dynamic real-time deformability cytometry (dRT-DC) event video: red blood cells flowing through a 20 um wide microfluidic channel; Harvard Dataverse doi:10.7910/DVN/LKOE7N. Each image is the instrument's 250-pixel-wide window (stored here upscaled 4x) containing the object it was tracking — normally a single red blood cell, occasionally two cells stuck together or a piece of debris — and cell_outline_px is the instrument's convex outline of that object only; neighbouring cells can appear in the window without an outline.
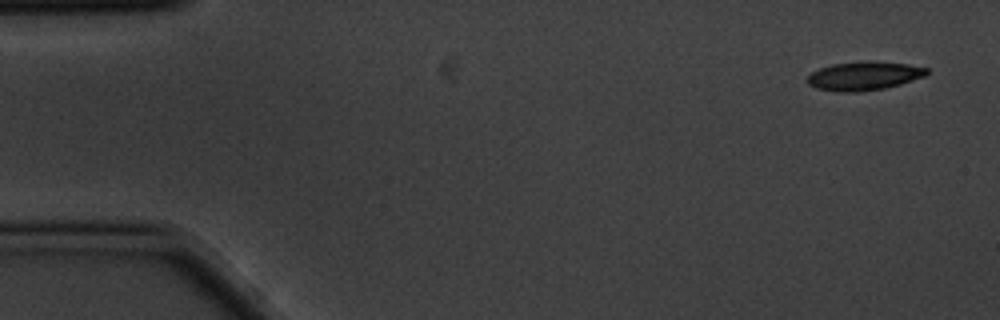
{"species": "common noctule bat (a hibernating species)", "species_latin": "Nyctalus noctula", "temperature_condition": "cold", "stored_images_in_passage": 6, "camera_frame_rate_fps": 3000, "um_per_image_px": 0.085, "animal": {"sex": "male", "body_mass_g": 20.1, "forearm_length_mm": 53.5}, "frame": {"image": 1, "passage_image": 1, "time_ms": 0.0, "image_size_px": [1000, 320], "cell_outline_px": [[928, 76], [900, 84], [884, 88], [856, 92], [840, 92], [816, 88], [808, 84], [808, 76], [812, 72], [820, 68], [832, 64], [868, 60], [908, 64], [928, 68]], "centroid_in_image_um": [73.48, 6.44], "position_along_channel_um": 11.5, "area_um2": 20.06}}
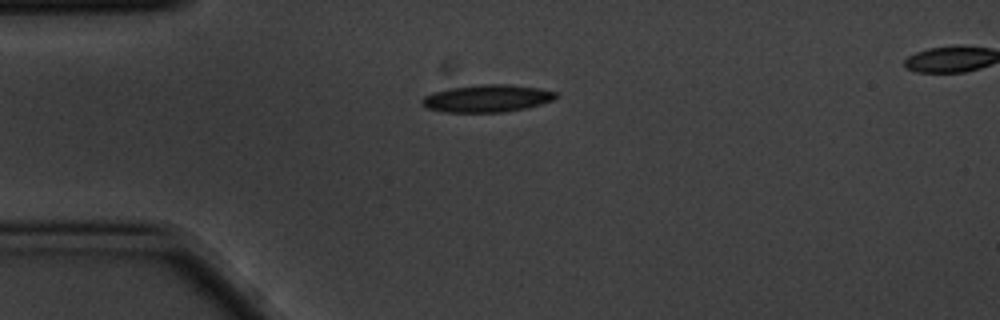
{"frame": {"image": 2, "passage_image": 4, "time_ms": 1.0, "image_size_px": [1000, 320], "cell_outline_px": [[556, 96], [552, 100], [540, 104], [524, 108], [504, 112], [444, 112], [424, 108], [420, 104], [420, 100], [424, 96], [432, 92], [448, 88], [480, 84], [508, 84], [540, 88], [556, 92]], "centroid_in_image_um": [41.32, 8.36], "position_along_channel_um": 43.7, "area_um2": 21.5}}